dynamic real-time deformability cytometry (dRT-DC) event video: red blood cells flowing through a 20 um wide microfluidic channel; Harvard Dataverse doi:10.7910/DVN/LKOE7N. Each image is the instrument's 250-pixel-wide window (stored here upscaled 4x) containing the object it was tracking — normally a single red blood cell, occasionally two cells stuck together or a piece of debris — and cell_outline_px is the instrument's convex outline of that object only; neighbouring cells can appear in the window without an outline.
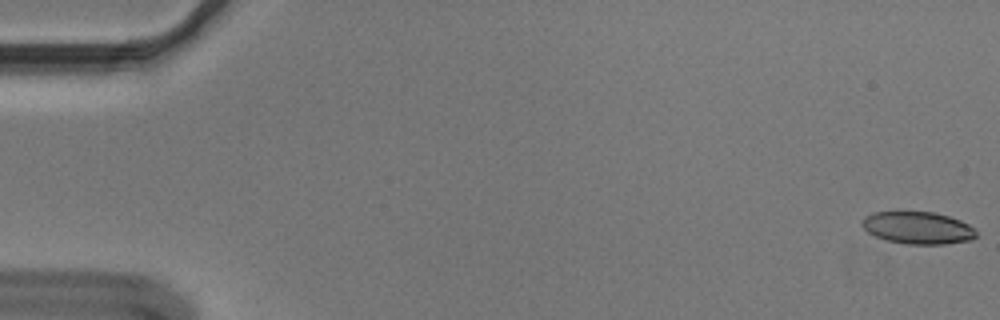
{"species": "Egyptian fruit bat (a non-hibernating species)", "species_latin": "Rousettus aegyptiacus", "temperature_condition": "cold", "stored_images_in_passage": 38, "camera_frame_rate_fps": 3000, "um_per_image_px": 0.085, "animal": {"sex": "male"}, "frame": {"image": 1, "passage_image": 1, "time_ms": 0.0, "image_size_px": [1000, 320], "cell_outline_px": [[976, 236], [972, 240], [944, 244], [904, 244], [884, 240], [868, 232], [860, 224], [860, 220], [864, 216], [872, 212], [896, 208], [932, 212], [948, 216], [960, 220], [976, 228]], "centroid_in_image_um": [77.94, 19.31], "position_along_channel_um": 7.1, "area_um2": 22.54}}
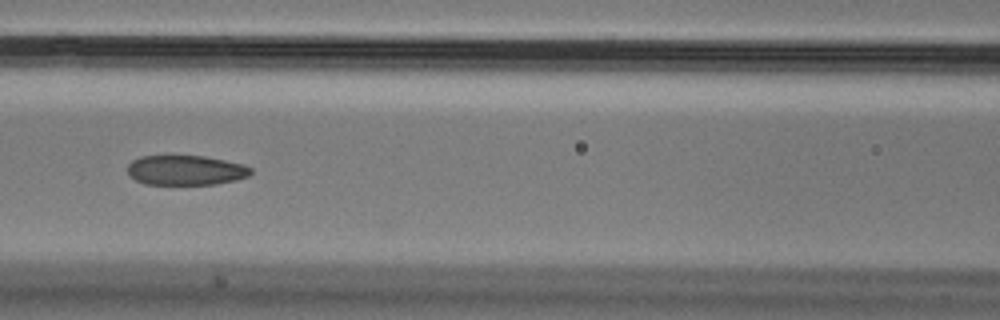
{"frame": {"image": 2, "passage_image": 25, "time_ms": 8.0, "image_size_px": [1000, 320], "cell_outline_px": [[252, 172], [248, 176], [236, 180], [216, 184], [144, 184], [136, 180], [128, 172], [128, 164], [132, 160], [140, 156], [204, 156], [244, 164], [252, 168]], "centroid_in_image_um": [15.8, 14.47], "position_along_channel_um": 150.8, "area_um2": 21.39}}
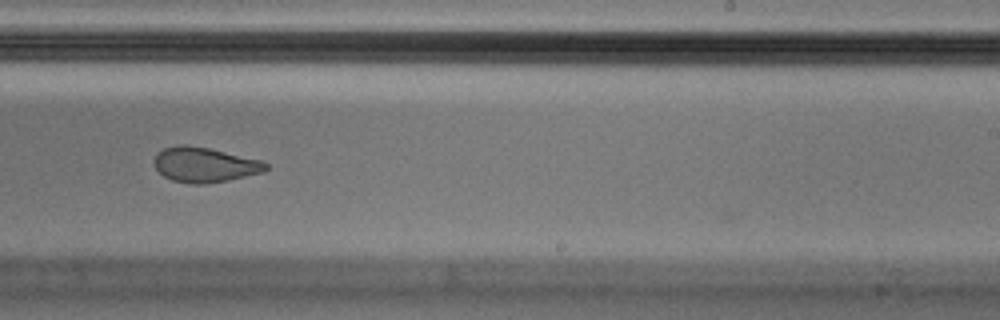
{"frame": {"image": 3, "passage_image": 35, "time_ms": 11.333, "image_size_px": [1000, 320], "cell_outline_px": [[268, 168], [264, 172], [228, 180], [204, 184], [192, 184], [172, 180], [164, 176], [156, 168], [156, 152], [164, 148], [180, 144], [184, 144], [208, 148], [260, 160], [268, 164]], "centroid_in_image_um": [17.4, 14.0], "position_along_channel_um": 271.6, "area_um2": 22.48}}